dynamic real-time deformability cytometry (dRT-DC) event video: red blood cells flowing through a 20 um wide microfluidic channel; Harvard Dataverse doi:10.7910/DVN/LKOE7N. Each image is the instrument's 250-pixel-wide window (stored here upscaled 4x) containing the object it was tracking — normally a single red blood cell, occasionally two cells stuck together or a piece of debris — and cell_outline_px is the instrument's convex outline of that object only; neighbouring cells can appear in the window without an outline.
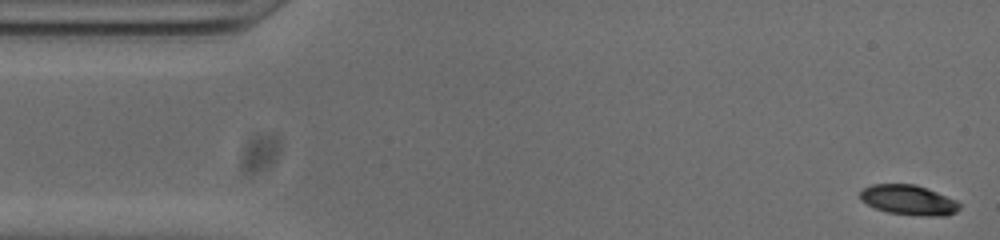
{"species": "common noctule bat (a hibernating species)", "species_latin": "Nyctalus noctula", "temperature_condition": "cold", "stored_images_in_passage": 52, "camera_frame_rate_fps": 3000, "um_per_image_px": 0.085, "animal": {"sex": "male", "body_mass_g": 20.0, "forearm_length_mm": 53.3}, "frame": {"image": 1, "passage_image": 1, "time_ms": 0.0, "image_size_px": [1000, 240], "cell_outline_px": [[960, 208], [956, 212], [948, 216], [924, 216], [888, 212], [876, 208], [860, 200], [860, 192], [864, 188], [872, 184], [916, 184], [956, 200], [960, 204]], "centroid_in_image_um": [77.25, 17.0], "position_along_channel_um": 7.8, "area_um2": 17.28}}
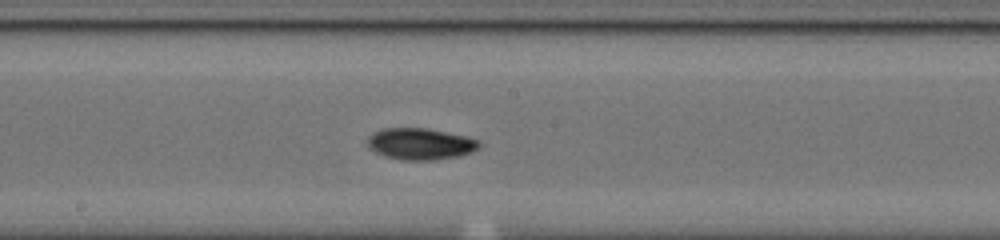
{"frame": {"image": 2, "passage_image": 26, "time_ms": 8.333, "image_size_px": [1000, 240], "cell_outline_px": [[480, 148], [472, 152], [460, 156], [432, 160], [404, 160], [384, 156], [368, 148], [364, 140], [372, 132], [380, 128], [428, 128], [464, 136], [480, 140]], "centroid_in_image_um": [35.68, 12.22], "position_along_channel_um": 212.5, "area_um2": 20.87}}
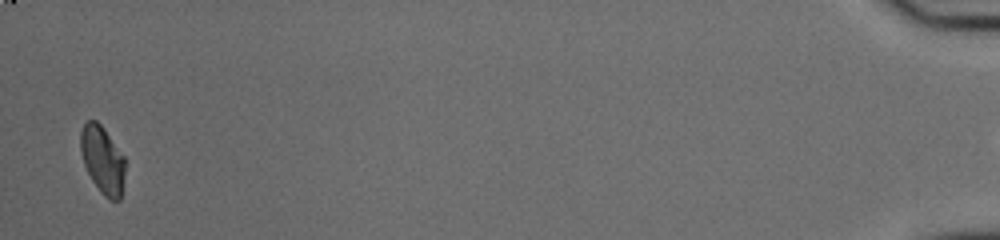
{"frame": {"image": 3, "passage_image": 51, "time_ms": 16.667, "image_size_px": [1000, 240], "cell_outline_px": [[124, 176], [120, 200], [108, 200], [100, 192], [92, 180], [84, 164], [80, 152], [80, 132], [84, 124], [88, 120], [96, 120], [104, 128], [124, 156]], "centroid_in_image_um": [8.7, 13.58], "position_along_channel_um": 426.5, "area_um2": 17.51}, "authors_computed_cell_mechanics": {"area_um2": 18.6983, "velocity_mm_per_s": 3.8189, "shape_relaxation_time_tau1_ms": 5.558, "shape_relaxation_time_tau2_ms": null, "deformation_change_tau1": 0.1544, "deformation_change_tau2": null}}